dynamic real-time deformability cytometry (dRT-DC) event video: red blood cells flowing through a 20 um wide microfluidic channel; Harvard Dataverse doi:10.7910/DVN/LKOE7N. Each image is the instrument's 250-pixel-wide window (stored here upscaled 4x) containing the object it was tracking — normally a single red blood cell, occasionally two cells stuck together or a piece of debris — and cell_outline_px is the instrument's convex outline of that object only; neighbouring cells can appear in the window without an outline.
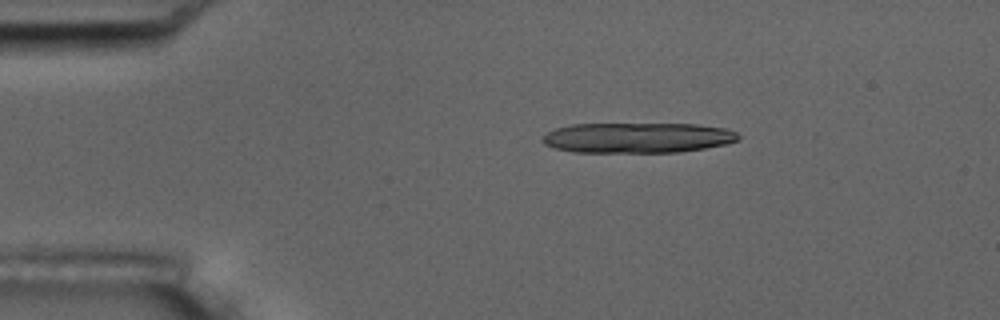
{"species": "common noctule bat (a hibernating species)", "species_latin": "Nyctalus noctula", "temperature_condition": "room temperature", "stored_images_in_passage": 4, "camera_frame_rate_fps": 3000, "um_per_image_px": 0.085, "animal": {"sex": "male", "body_mass_g": 17.5, "forearm_length_mm": 52.3}, "frame": {"image": 1, "passage_image": 1, "time_ms": 0.0, "image_size_px": [1000, 320], "cell_outline_px": [[740, 136], [736, 140], [724, 144], [704, 148], [680, 152], [576, 152], [556, 148], [544, 144], [540, 140], [548, 132], [556, 128], [572, 124], [696, 124], [724, 128], [736, 132]], "centroid_in_image_um": [54.17, 11.7], "position_along_channel_um": 30.8, "area_um2": 34.39}}